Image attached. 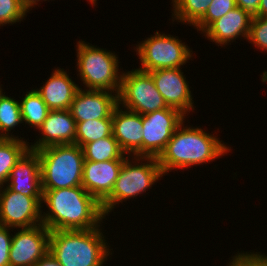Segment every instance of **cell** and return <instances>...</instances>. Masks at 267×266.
Masks as SVG:
<instances>
[{"instance_id": "1", "label": "cell", "mask_w": 267, "mask_h": 266, "mask_svg": "<svg viewBox=\"0 0 267 266\" xmlns=\"http://www.w3.org/2000/svg\"><path fill=\"white\" fill-rule=\"evenodd\" d=\"M42 224L53 230H87L100 226L105 216L101 204L82 186L42 190Z\"/></svg>"}, {"instance_id": "2", "label": "cell", "mask_w": 267, "mask_h": 266, "mask_svg": "<svg viewBox=\"0 0 267 266\" xmlns=\"http://www.w3.org/2000/svg\"><path fill=\"white\" fill-rule=\"evenodd\" d=\"M184 123L172 134L166 148L157 158L164 176L171 170L203 165L231 152V147L222 143L217 136L197 126L184 127Z\"/></svg>"}, {"instance_id": "3", "label": "cell", "mask_w": 267, "mask_h": 266, "mask_svg": "<svg viewBox=\"0 0 267 266\" xmlns=\"http://www.w3.org/2000/svg\"><path fill=\"white\" fill-rule=\"evenodd\" d=\"M101 231L100 226L87 230L50 231L49 253L62 266H103L113 249L109 250Z\"/></svg>"}, {"instance_id": "4", "label": "cell", "mask_w": 267, "mask_h": 266, "mask_svg": "<svg viewBox=\"0 0 267 266\" xmlns=\"http://www.w3.org/2000/svg\"><path fill=\"white\" fill-rule=\"evenodd\" d=\"M37 152L42 190L82 186L84 154L79 145H51Z\"/></svg>"}, {"instance_id": "5", "label": "cell", "mask_w": 267, "mask_h": 266, "mask_svg": "<svg viewBox=\"0 0 267 266\" xmlns=\"http://www.w3.org/2000/svg\"><path fill=\"white\" fill-rule=\"evenodd\" d=\"M76 47L77 72L85 90L115 91L118 94L122 71L119 70L117 55L82 40Z\"/></svg>"}, {"instance_id": "6", "label": "cell", "mask_w": 267, "mask_h": 266, "mask_svg": "<svg viewBox=\"0 0 267 266\" xmlns=\"http://www.w3.org/2000/svg\"><path fill=\"white\" fill-rule=\"evenodd\" d=\"M131 157L132 161L129 159L130 156L124 160L111 194L101 203L105 217L117 204L143 194L164 176L156 157ZM142 160L147 162L144 163Z\"/></svg>"}, {"instance_id": "7", "label": "cell", "mask_w": 267, "mask_h": 266, "mask_svg": "<svg viewBox=\"0 0 267 266\" xmlns=\"http://www.w3.org/2000/svg\"><path fill=\"white\" fill-rule=\"evenodd\" d=\"M147 39L136 45V55L144 72L158 69L181 68L191 59L192 50L178 37L160 34L156 31Z\"/></svg>"}, {"instance_id": "8", "label": "cell", "mask_w": 267, "mask_h": 266, "mask_svg": "<svg viewBox=\"0 0 267 266\" xmlns=\"http://www.w3.org/2000/svg\"><path fill=\"white\" fill-rule=\"evenodd\" d=\"M118 104L141 115L168 108L151 74L139 69L122 72Z\"/></svg>"}, {"instance_id": "9", "label": "cell", "mask_w": 267, "mask_h": 266, "mask_svg": "<svg viewBox=\"0 0 267 266\" xmlns=\"http://www.w3.org/2000/svg\"><path fill=\"white\" fill-rule=\"evenodd\" d=\"M185 116L173 107L143 115V157L158 158Z\"/></svg>"}, {"instance_id": "10", "label": "cell", "mask_w": 267, "mask_h": 266, "mask_svg": "<svg viewBox=\"0 0 267 266\" xmlns=\"http://www.w3.org/2000/svg\"><path fill=\"white\" fill-rule=\"evenodd\" d=\"M0 189V225L8 228H31L42 224V197H30Z\"/></svg>"}, {"instance_id": "11", "label": "cell", "mask_w": 267, "mask_h": 266, "mask_svg": "<svg viewBox=\"0 0 267 266\" xmlns=\"http://www.w3.org/2000/svg\"><path fill=\"white\" fill-rule=\"evenodd\" d=\"M12 235L9 266H35L49 252L50 230L43 224Z\"/></svg>"}, {"instance_id": "12", "label": "cell", "mask_w": 267, "mask_h": 266, "mask_svg": "<svg viewBox=\"0 0 267 266\" xmlns=\"http://www.w3.org/2000/svg\"><path fill=\"white\" fill-rule=\"evenodd\" d=\"M149 73L168 107L178 109L185 115L194 110L189 83L180 68L158 69Z\"/></svg>"}, {"instance_id": "13", "label": "cell", "mask_w": 267, "mask_h": 266, "mask_svg": "<svg viewBox=\"0 0 267 266\" xmlns=\"http://www.w3.org/2000/svg\"><path fill=\"white\" fill-rule=\"evenodd\" d=\"M117 105L118 94L115 92L85 90L80 87L69 110L77 123L87 120L112 119L113 110Z\"/></svg>"}, {"instance_id": "14", "label": "cell", "mask_w": 267, "mask_h": 266, "mask_svg": "<svg viewBox=\"0 0 267 266\" xmlns=\"http://www.w3.org/2000/svg\"><path fill=\"white\" fill-rule=\"evenodd\" d=\"M143 115L117 105L112 113V135L128 156L143 157Z\"/></svg>"}, {"instance_id": "15", "label": "cell", "mask_w": 267, "mask_h": 266, "mask_svg": "<svg viewBox=\"0 0 267 266\" xmlns=\"http://www.w3.org/2000/svg\"><path fill=\"white\" fill-rule=\"evenodd\" d=\"M124 160H84L82 187L100 204L111 194Z\"/></svg>"}, {"instance_id": "16", "label": "cell", "mask_w": 267, "mask_h": 266, "mask_svg": "<svg viewBox=\"0 0 267 266\" xmlns=\"http://www.w3.org/2000/svg\"><path fill=\"white\" fill-rule=\"evenodd\" d=\"M76 127L69 109L50 110L38 129L42 135L36 143L29 144V149L37 151L51 145L75 144Z\"/></svg>"}, {"instance_id": "17", "label": "cell", "mask_w": 267, "mask_h": 266, "mask_svg": "<svg viewBox=\"0 0 267 266\" xmlns=\"http://www.w3.org/2000/svg\"><path fill=\"white\" fill-rule=\"evenodd\" d=\"M10 182V183H9ZM7 188L30 197H42L38 152L28 149L16 162L7 180Z\"/></svg>"}, {"instance_id": "18", "label": "cell", "mask_w": 267, "mask_h": 266, "mask_svg": "<svg viewBox=\"0 0 267 266\" xmlns=\"http://www.w3.org/2000/svg\"><path fill=\"white\" fill-rule=\"evenodd\" d=\"M253 16L242 8L236 7L214 21L202 34L211 42L225 46L238 37L248 38Z\"/></svg>"}, {"instance_id": "19", "label": "cell", "mask_w": 267, "mask_h": 266, "mask_svg": "<svg viewBox=\"0 0 267 266\" xmlns=\"http://www.w3.org/2000/svg\"><path fill=\"white\" fill-rule=\"evenodd\" d=\"M80 87L69 77L67 71L56 68L46 83L35 89L49 110H67Z\"/></svg>"}, {"instance_id": "20", "label": "cell", "mask_w": 267, "mask_h": 266, "mask_svg": "<svg viewBox=\"0 0 267 266\" xmlns=\"http://www.w3.org/2000/svg\"><path fill=\"white\" fill-rule=\"evenodd\" d=\"M28 149L27 140L0 138V189L7 184L11 170Z\"/></svg>"}, {"instance_id": "21", "label": "cell", "mask_w": 267, "mask_h": 266, "mask_svg": "<svg viewBox=\"0 0 267 266\" xmlns=\"http://www.w3.org/2000/svg\"><path fill=\"white\" fill-rule=\"evenodd\" d=\"M82 150L84 160L93 162L125 160L128 157L113 135L89 142L82 147Z\"/></svg>"}, {"instance_id": "22", "label": "cell", "mask_w": 267, "mask_h": 266, "mask_svg": "<svg viewBox=\"0 0 267 266\" xmlns=\"http://www.w3.org/2000/svg\"><path fill=\"white\" fill-rule=\"evenodd\" d=\"M19 102L22 121L39 129L50 111L40 94L35 90L27 92Z\"/></svg>"}, {"instance_id": "23", "label": "cell", "mask_w": 267, "mask_h": 266, "mask_svg": "<svg viewBox=\"0 0 267 266\" xmlns=\"http://www.w3.org/2000/svg\"><path fill=\"white\" fill-rule=\"evenodd\" d=\"M2 91H0V138L23 140L24 138L9 134L17 125L23 123L19 101L6 96Z\"/></svg>"}, {"instance_id": "24", "label": "cell", "mask_w": 267, "mask_h": 266, "mask_svg": "<svg viewBox=\"0 0 267 266\" xmlns=\"http://www.w3.org/2000/svg\"><path fill=\"white\" fill-rule=\"evenodd\" d=\"M213 0H172V21L195 25L206 13ZM175 19V20H173Z\"/></svg>"}, {"instance_id": "25", "label": "cell", "mask_w": 267, "mask_h": 266, "mask_svg": "<svg viewBox=\"0 0 267 266\" xmlns=\"http://www.w3.org/2000/svg\"><path fill=\"white\" fill-rule=\"evenodd\" d=\"M112 135V119L77 122L75 144L81 148L89 143Z\"/></svg>"}, {"instance_id": "26", "label": "cell", "mask_w": 267, "mask_h": 266, "mask_svg": "<svg viewBox=\"0 0 267 266\" xmlns=\"http://www.w3.org/2000/svg\"><path fill=\"white\" fill-rule=\"evenodd\" d=\"M236 7V0H213L205 15L194 25L195 29L203 33L214 21Z\"/></svg>"}, {"instance_id": "27", "label": "cell", "mask_w": 267, "mask_h": 266, "mask_svg": "<svg viewBox=\"0 0 267 266\" xmlns=\"http://www.w3.org/2000/svg\"><path fill=\"white\" fill-rule=\"evenodd\" d=\"M27 13L19 0H0V26L21 22Z\"/></svg>"}, {"instance_id": "28", "label": "cell", "mask_w": 267, "mask_h": 266, "mask_svg": "<svg viewBox=\"0 0 267 266\" xmlns=\"http://www.w3.org/2000/svg\"><path fill=\"white\" fill-rule=\"evenodd\" d=\"M247 40L262 51H267V17L254 16Z\"/></svg>"}, {"instance_id": "29", "label": "cell", "mask_w": 267, "mask_h": 266, "mask_svg": "<svg viewBox=\"0 0 267 266\" xmlns=\"http://www.w3.org/2000/svg\"><path fill=\"white\" fill-rule=\"evenodd\" d=\"M227 266H267L254 252L237 253Z\"/></svg>"}, {"instance_id": "30", "label": "cell", "mask_w": 267, "mask_h": 266, "mask_svg": "<svg viewBox=\"0 0 267 266\" xmlns=\"http://www.w3.org/2000/svg\"><path fill=\"white\" fill-rule=\"evenodd\" d=\"M10 228L0 225V266H9V251L12 243Z\"/></svg>"}, {"instance_id": "31", "label": "cell", "mask_w": 267, "mask_h": 266, "mask_svg": "<svg viewBox=\"0 0 267 266\" xmlns=\"http://www.w3.org/2000/svg\"><path fill=\"white\" fill-rule=\"evenodd\" d=\"M236 4L254 17L257 16L260 0H236Z\"/></svg>"}, {"instance_id": "32", "label": "cell", "mask_w": 267, "mask_h": 266, "mask_svg": "<svg viewBox=\"0 0 267 266\" xmlns=\"http://www.w3.org/2000/svg\"><path fill=\"white\" fill-rule=\"evenodd\" d=\"M35 266H62L52 255L47 253L42 257Z\"/></svg>"}, {"instance_id": "33", "label": "cell", "mask_w": 267, "mask_h": 266, "mask_svg": "<svg viewBox=\"0 0 267 266\" xmlns=\"http://www.w3.org/2000/svg\"><path fill=\"white\" fill-rule=\"evenodd\" d=\"M41 0H19L20 4L25 8L27 12H29L30 8L32 9L33 6H36L38 2ZM46 1V0H43Z\"/></svg>"}, {"instance_id": "34", "label": "cell", "mask_w": 267, "mask_h": 266, "mask_svg": "<svg viewBox=\"0 0 267 266\" xmlns=\"http://www.w3.org/2000/svg\"><path fill=\"white\" fill-rule=\"evenodd\" d=\"M257 16L267 17V0H260Z\"/></svg>"}, {"instance_id": "35", "label": "cell", "mask_w": 267, "mask_h": 266, "mask_svg": "<svg viewBox=\"0 0 267 266\" xmlns=\"http://www.w3.org/2000/svg\"><path fill=\"white\" fill-rule=\"evenodd\" d=\"M256 254L261 258V260L267 265V255H263L260 252H256Z\"/></svg>"}]
</instances>
